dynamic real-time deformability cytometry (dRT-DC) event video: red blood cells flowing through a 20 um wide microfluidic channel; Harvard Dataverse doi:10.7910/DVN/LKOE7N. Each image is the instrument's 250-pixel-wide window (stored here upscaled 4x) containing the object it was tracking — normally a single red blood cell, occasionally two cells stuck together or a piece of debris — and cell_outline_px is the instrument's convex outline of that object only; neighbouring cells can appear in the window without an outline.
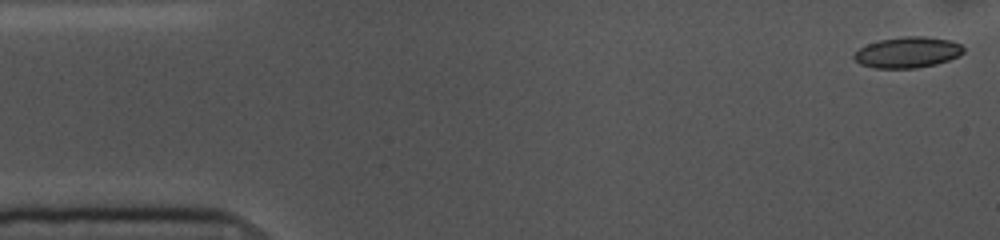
{"species": "common noctule bat (a hibernating species)", "species_latin": "Nyctalus noctula", "temperature_condition": "cold", "stored_images_in_passage": 54, "camera_frame_rate_fps": 3000, "um_per_image_px": 0.085, "animal": {"sex": "female", "body_mass_g": 10.0, "forearm_length_mm": 53.1}, "frame": {"image": 1, "passage_image": 1, "time_ms": 0.0, "image_size_px": [1000, 240], "cell_outline_px": [[964, 52], [960, 56], [936, 64], [916, 68], [876, 68], [860, 64], [852, 56], [860, 48], [868, 44], [880, 40], [904, 36], [924, 36], [952, 40], [960, 44], [964, 48]], "centroid_in_image_um": [77.18, 4.45], "position_along_channel_um": 7.8, "area_um2": 19.71}}
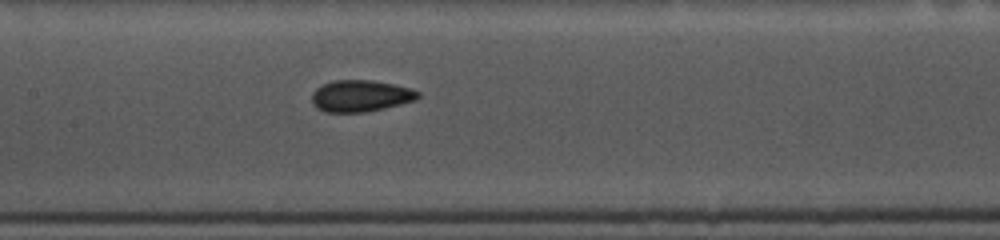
{"frame": {"image": 2, "passage_image": 24, "time_ms": 7.667, "image_size_px": [1000, 240], "cell_outline_px": [[420, 96], [416, 100], [368, 112], [324, 112], [316, 108], [312, 104], [312, 92], [316, 88], [324, 84], [336, 80], [372, 80], [392, 84], [408, 88], [420, 92]], "centroid_in_image_um": [30.63, 8.16], "position_along_channel_um": 176.8, "area_um2": 19.54}}
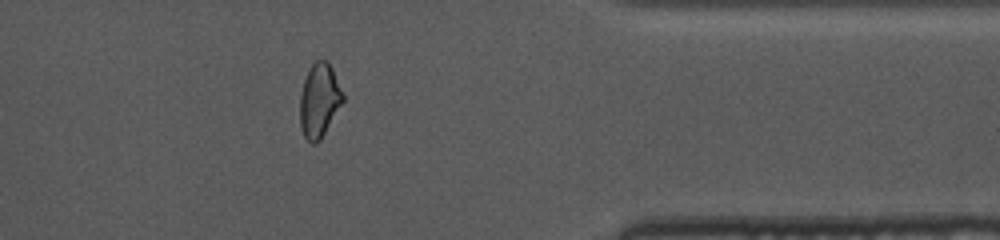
{"frame": {"image": 3, "passage_image": 43, "time_ms": 14.0, "image_size_px": [1000, 240], "cell_outline_px": [[344, 100], [320, 140], [316, 144], [312, 144], [304, 136], [300, 124], [300, 96], [304, 80], [308, 68], [316, 60], [328, 60], [344, 92]], "centroid_in_image_um": [27.15, 8.51], "position_along_channel_um": 384.3, "area_um2": 18.55}, "authors_computed_cell_mechanics": {"area_um2": 19.3052, "velocity_mm_per_s": 3.6067, "shape_relaxation_time_tau1_ms": 7.3149, "shape_relaxation_time_tau2_ms": 2.3514, "deformation_change_tau1": 0.1395, "deformation_change_tau2": 0.0833}}